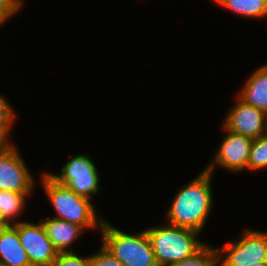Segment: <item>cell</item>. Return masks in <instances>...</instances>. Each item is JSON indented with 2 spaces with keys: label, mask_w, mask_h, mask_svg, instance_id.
<instances>
[{
  "label": "cell",
  "mask_w": 267,
  "mask_h": 266,
  "mask_svg": "<svg viewBox=\"0 0 267 266\" xmlns=\"http://www.w3.org/2000/svg\"><path fill=\"white\" fill-rule=\"evenodd\" d=\"M209 243H206L193 256L175 262L169 266H219L218 265V250Z\"/></svg>",
  "instance_id": "cell-16"
},
{
  "label": "cell",
  "mask_w": 267,
  "mask_h": 266,
  "mask_svg": "<svg viewBox=\"0 0 267 266\" xmlns=\"http://www.w3.org/2000/svg\"><path fill=\"white\" fill-rule=\"evenodd\" d=\"M0 265L31 266L28 255L19 240L17 223L0 227Z\"/></svg>",
  "instance_id": "cell-12"
},
{
  "label": "cell",
  "mask_w": 267,
  "mask_h": 266,
  "mask_svg": "<svg viewBox=\"0 0 267 266\" xmlns=\"http://www.w3.org/2000/svg\"><path fill=\"white\" fill-rule=\"evenodd\" d=\"M35 178L14 143L0 151V190L33 193Z\"/></svg>",
  "instance_id": "cell-8"
},
{
  "label": "cell",
  "mask_w": 267,
  "mask_h": 266,
  "mask_svg": "<svg viewBox=\"0 0 267 266\" xmlns=\"http://www.w3.org/2000/svg\"><path fill=\"white\" fill-rule=\"evenodd\" d=\"M213 2L246 19L267 17V0H214Z\"/></svg>",
  "instance_id": "cell-15"
},
{
  "label": "cell",
  "mask_w": 267,
  "mask_h": 266,
  "mask_svg": "<svg viewBox=\"0 0 267 266\" xmlns=\"http://www.w3.org/2000/svg\"><path fill=\"white\" fill-rule=\"evenodd\" d=\"M237 94L246 104L267 112V63L253 71Z\"/></svg>",
  "instance_id": "cell-13"
},
{
  "label": "cell",
  "mask_w": 267,
  "mask_h": 266,
  "mask_svg": "<svg viewBox=\"0 0 267 266\" xmlns=\"http://www.w3.org/2000/svg\"><path fill=\"white\" fill-rule=\"evenodd\" d=\"M100 231L101 244L124 266H159L145 230L129 234L104 219Z\"/></svg>",
  "instance_id": "cell-4"
},
{
  "label": "cell",
  "mask_w": 267,
  "mask_h": 266,
  "mask_svg": "<svg viewBox=\"0 0 267 266\" xmlns=\"http://www.w3.org/2000/svg\"><path fill=\"white\" fill-rule=\"evenodd\" d=\"M251 266H267V262L254 263Z\"/></svg>",
  "instance_id": "cell-23"
},
{
  "label": "cell",
  "mask_w": 267,
  "mask_h": 266,
  "mask_svg": "<svg viewBox=\"0 0 267 266\" xmlns=\"http://www.w3.org/2000/svg\"><path fill=\"white\" fill-rule=\"evenodd\" d=\"M267 169V134L253 139L247 170L261 171Z\"/></svg>",
  "instance_id": "cell-17"
},
{
  "label": "cell",
  "mask_w": 267,
  "mask_h": 266,
  "mask_svg": "<svg viewBox=\"0 0 267 266\" xmlns=\"http://www.w3.org/2000/svg\"><path fill=\"white\" fill-rule=\"evenodd\" d=\"M23 0H0V26L19 13Z\"/></svg>",
  "instance_id": "cell-21"
},
{
  "label": "cell",
  "mask_w": 267,
  "mask_h": 266,
  "mask_svg": "<svg viewBox=\"0 0 267 266\" xmlns=\"http://www.w3.org/2000/svg\"><path fill=\"white\" fill-rule=\"evenodd\" d=\"M17 231L31 266H53L58 252L48 238L41 221L34 224L22 220L17 223Z\"/></svg>",
  "instance_id": "cell-9"
},
{
  "label": "cell",
  "mask_w": 267,
  "mask_h": 266,
  "mask_svg": "<svg viewBox=\"0 0 267 266\" xmlns=\"http://www.w3.org/2000/svg\"><path fill=\"white\" fill-rule=\"evenodd\" d=\"M212 173L202 170L172 198L166 211L167 224L201 233L213 209Z\"/></svg>",
  "instance_id": "cell-1"
},
{
  "label": "cell",
  "mask_w": 267,
  "mask_h": 266,
  "mask_svg": "<svg viewBox=\"0 0 267 266\" xmlns=\"http://www.w3.org/2000/svg\"><path fill=\"white\" fill-rule=\"evenodd\" d=\"M41 223L58 253L75 252L72 245L76 243L78 241L77 239L81 238L85 232V230L77 224L54 217H45V219L41 220Z\"/></svg>",
  "instance_id": "cell-11"
},
{
  "label": "cell",
  "mask_w": 267,
  "mask_h": 266,
  "mask_svg": "<svg viewBox=\"0 0 267 266\" xmlns=\"http://www.w3.org/2000/svg\"><path fill=\"white\" fill-rule=\"evenodd\" d=\"M53 266H90V256H79L76 252L58 253Z\"/></svg>",
  "instance_id": "cell-19"
},
{
  "label": "cell",
  "mask_w": 267,
  "mask_h": 266,
  "mask_svg": "<svg viewBox=\"0 0 267 266\" xmlns=\"http://www.w3.org/2000/svg\"><path fill=\"white\" fill-rule=\"evenodd\" d=\"M265 125H266V134H267V112L265 113Z\"/></svg>",
  "instance_id": "cell-24"
},
{
  "label": "cell",
  "mask_w": 267,
  "mask_h": 266,
  "mask_svg": "<svg viewBox=\"0 0 267 266\" xmlns=\"http://www.w3.org/2000/svg\"><path fill=\"white\" fill-rule=\"evenodd\" d=\"M159 266H169L193 256L206 242L201 233L167 223L145 229Z\"/></svg>",
  "instance_id": "cell-3"
},
{
  "label": "cell",
  "mask_w": 267,
  "mask_h": 266,
  "mask_svg": "<svg viewBox=\"0 0 267 266\" xmlns=\"http://www.w3.org/2000/svg\"><path fill=\"white\" fill-rule=\"evenodd\" d=\"M237 240L217 247L219 266H251L267 262V231L246 228Z\"/></svg>",
  "instance_id": "cell-5"
},
{
  "label": "cell",
  "mask_w": 267,
  "mask_h": 266,
  "mask_svg": "<svg viewBox=\"0 0 267 266\" xmlns=\"http://www.w3.org/2000/svg\"><path fill=\"white\" fill-rule=\"evenodd\" d=\"M88 154H78L65 162L57 174H48L58 183L71 188L75 193L92 200L101 190L100 175Z\"/></svg>",
  "instance_id": "cell-6"
},
{
  "label": "cell",
  "mask_w": 267,
  "mask_h": 266,
  "mask_svg": "<svg viewBox=\"0 0 267 266\" xmlns=\"http://www.w3.org/2000/svg\"><path fill=\"white\" fill-rule=\"evenodd\" d=\"M237 100L230 106L222 126L232 133L256 139L266 134L265 113L252 105L246 104L237 95Z\"/></svg>",
  "instance_id": "cell-10"
},
{
  "label": "cell",
  "mask_w": 267,
  "mask_h": 266,
  "mask_svg": "<svg viewBox=\"0 0 267 266\" xmlns=\"http://www.w3.org/2000/svg\"><path fill=\"white\" fill-rule=\"evenodd\" d=\"M32 193H16L0 190V223L2 225H15L21 222L17 220L26 208L27 197Z\"/></svg>",
  "instance_id": "cell-14"
},
{
  "label": "cell",
  "mask_w": 267,
  "mask_h": 266,
  "mask_svg": "<svg viewBox=\"0 0 267 266\" xmlns=\"http://www.w3.org/2000/svg\"><path fill=\"white\" fill-rule=\"evenodd\" d=\"M41 185L52 205L56 219L81 226L84 230L101 229L104 218L96 212L91 200L78 195L71 188L58 183L48 172H43Z\"/></svg>",
  "instance_id": "cell-2"
},
{
  "label": "cell",
  "mask_w": 267,
  "mask_h": 266,
  "mask_svg": "<svg viewBox=\"0 0 267 266\" xmlns=\"http://www.w3.org/2000/svg\"><path fill=\"white\" fill-rule=\"evenodd\" d=\"M10 140L11 139L0 129V151L7 149L13 144Z\"/></svg>",
  "instance_id": "cell-22"
},
{
  "label": "cell",
  "mask_w": 267,
  "mask_h": 266,
  "mask_svg": "<svg viewBox=\"0 0 267 266\" xmlns=\"http://www.w3.org/2000/svg\"><path fill=\"white\" fill-rule=\"evenodd\" d=\"M225 137L218 147L211 162L206 165L204 170L213 174L216 166L222 167L231 173L247 170L250 158V148L253 139L243 135L232 133L223 126Z\"/></svg>",
  "instance_id": "cell-7"
},
{
  "label": "cell",
  "mask_w": 267,
  "mask_h": 266,
  "mask_svg": "<svg viewBox=\"0 0 267 266\" xmlns=\"http://www.w3.org/2000/svg\"><path fill=\"white\" fill-rule=\"evenodd\" d=\"M3 95L0 94V129L10 138L11 129L16 120L15 110Z\"/></svg>",
  "instance_id": "cell-18"
},
{
  "label": "cell",
  "mask_w": 267,
  "mask_h": 266,
  "mask_svg": "<svg viewBox=\"0 0 267 266\" xmlns=\"http://www.w3.org/2000/svg\"><path fill=\"white\" fill-rule=\"evenodd\" d=\"M90 266H124L102 244L101 248L90 255Z\"/></svg>",
  "instance_id": "cell-20"
}]
</instances>
